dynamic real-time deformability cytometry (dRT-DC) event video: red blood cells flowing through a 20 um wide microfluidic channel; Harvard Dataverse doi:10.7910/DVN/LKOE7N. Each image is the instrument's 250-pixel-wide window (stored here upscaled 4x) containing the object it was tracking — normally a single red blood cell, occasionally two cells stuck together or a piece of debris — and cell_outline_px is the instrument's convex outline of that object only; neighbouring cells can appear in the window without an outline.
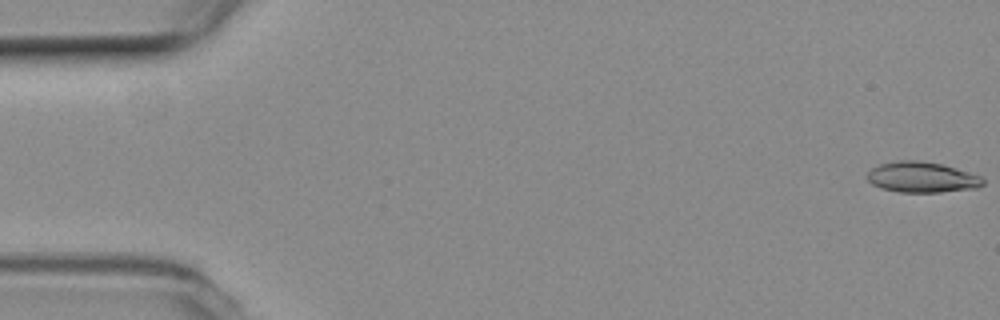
{"species": "common noctule bat (a hibernating species)", "species_latin": "Nyctalus noctula", "temperature_condition": "room temperature", "stored_images_in_passage": 54, "camera_frame_rate_fps": 3000, "um_per_image_px": 0.085, "animal": {"sex": "female", "body_mass_g": 19.3, "forearm_length_mm": 54.1}, "frame": {"image": 1, "passage_image": 1, "time_ms": 0.0, "image_size_px": [1000, 320], "cell_outline_px": [[984, 184], [976, 188], [940, 192], [900, 192], [880, 188], [872, 184], [868, 180], [868, 172], [872, 168], [880, 164], [900, 160], [916, 160], [940, 164], [956, 168], [980, 176], [984, 180]], "centroid_in_image_um": [78.35, 15.07], "position_along_channel_um": 6.6, "area_um2": 20.46}}
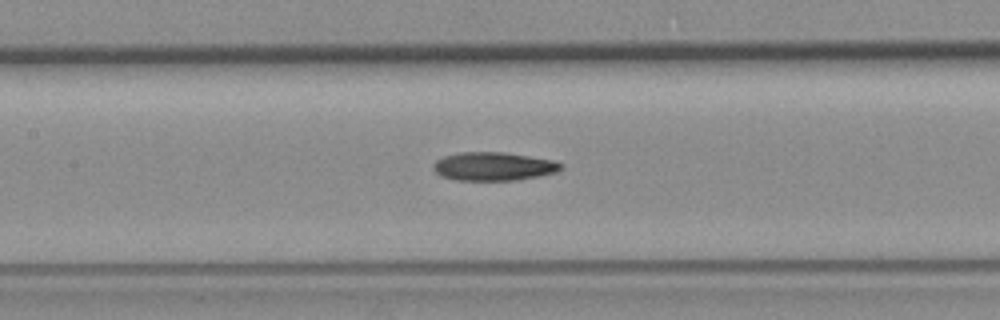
{"frame": {"image": 2, "passage_image": 25, "time_ms": 8.0, "image_size_px": [1000, 320], "cell_outline_px": [[564, 168], [556, 172], [540, 176], [516, 180], [456, 180], [440, 176], [432, 168], [432, 164], [436, 160], [444, 156], [460, 152], [504, 152], [556, 160], [564, 164]], "centroid_in_image_um": [41.98, 14.14], "position_along_channel_um": 165.4, "area_um2": 21.44}}
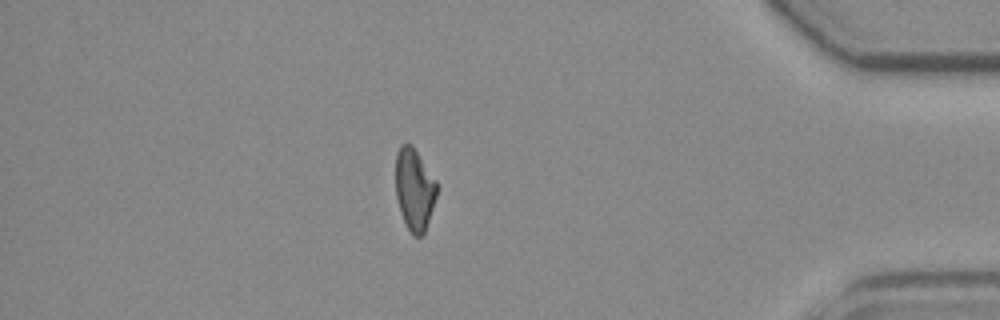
{"frame": {"image": 3, "passage_image": 47, "time_ms": 15.333, "image_size_px": [1000, 320], "cell_outline_px": [[436, 196], [424, 232], [420, 236], [412, 236], [404, 220], [396, 196], [396, 152], [400, 144], [412, 144], [436, 180]], "centroid_in_image_um": [35.21, 16.05], "position_along_channel_um": 400.0, "area_um2": 19.31}}